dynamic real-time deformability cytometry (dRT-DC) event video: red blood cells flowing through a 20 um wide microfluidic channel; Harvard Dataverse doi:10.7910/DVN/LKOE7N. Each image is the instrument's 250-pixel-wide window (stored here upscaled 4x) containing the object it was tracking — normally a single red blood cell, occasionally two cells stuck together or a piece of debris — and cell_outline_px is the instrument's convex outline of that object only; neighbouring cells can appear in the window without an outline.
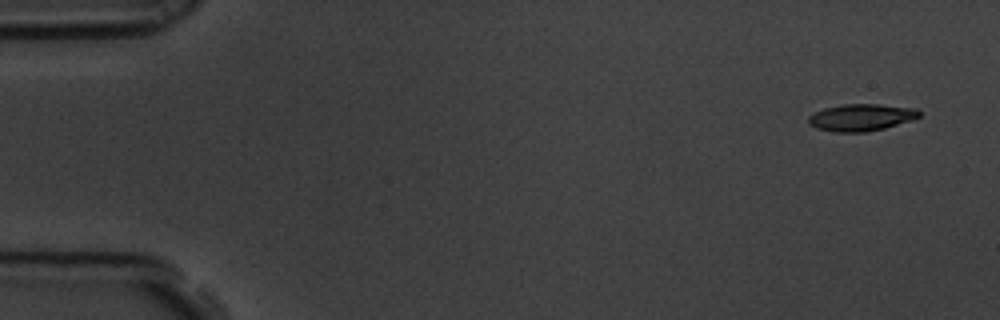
{"species": "common noctule bat (a hibernating species)", "species_latin": "Nyctalus noctula", "temperature_condition": "room temperature", "stored_images_in_passage": 11, "camera_frame_rate_fps": 3000, "um_per_image_px": 0.085, "animal": {"sex": "male", "body_mass_g": 19.5, "forearm_length_mm": 54.6}, "frame": {"image": 1, "passage_image": 1, "time_ms": 0.0, "image_size_px": [1000, 320], "cell_outline_px": [[920, 116], [916, 120], [884, 128], [864, 132], [832, 132], [816, 128], [808, 124], [808, 116], [824, 108], [844, 104], [880, 104], [916, 108], [920, 112]], "centroid_in_image_um": [73.23, 9.98], "position_along_channel_um": 11.8, "area_um2": 17.63}}
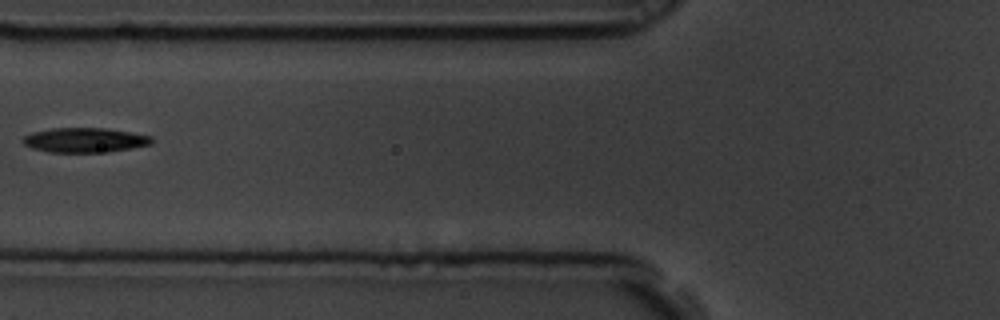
{"frame": {"image": 2, "passage_image": 6, "time_ms": 1.667, "image_size_px": [1000, 320], "cell_outline_px": [[152, 144], [132, 148], [108, 152], [48, 152], [32, 148], [24, 144], [20, 140], [24, 136], [32, 132], [52, 128], [104, 128], [132, 132], [152, 136]], "centroid_in_image_um": [7.2, 11.91], "position_along_channel_um": 118.6, "area_um2": 18.61}}
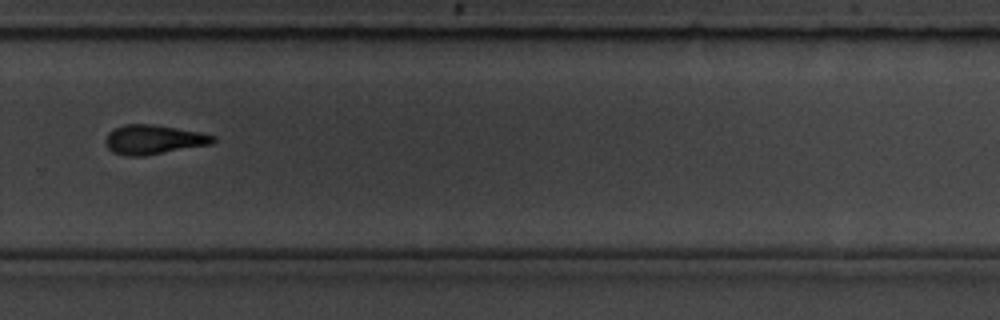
{"frame": {"image": 3, "passage_image": 11, "time_ms": 3.333, "image_size_px": [1000, 320], "cell_outline_px": [[216, 140], [212, 144], [144, 156], [124, 156], [112, 152], [108, 148], [104, 140], [108, 132], [112, 128], [124, 124], [152, 124], [200, 132], [216, 136]], "centroid_in_image_um": [13.02, 11.86], "position_along_channel_um": 316.8, "area_um2": 18.61}}